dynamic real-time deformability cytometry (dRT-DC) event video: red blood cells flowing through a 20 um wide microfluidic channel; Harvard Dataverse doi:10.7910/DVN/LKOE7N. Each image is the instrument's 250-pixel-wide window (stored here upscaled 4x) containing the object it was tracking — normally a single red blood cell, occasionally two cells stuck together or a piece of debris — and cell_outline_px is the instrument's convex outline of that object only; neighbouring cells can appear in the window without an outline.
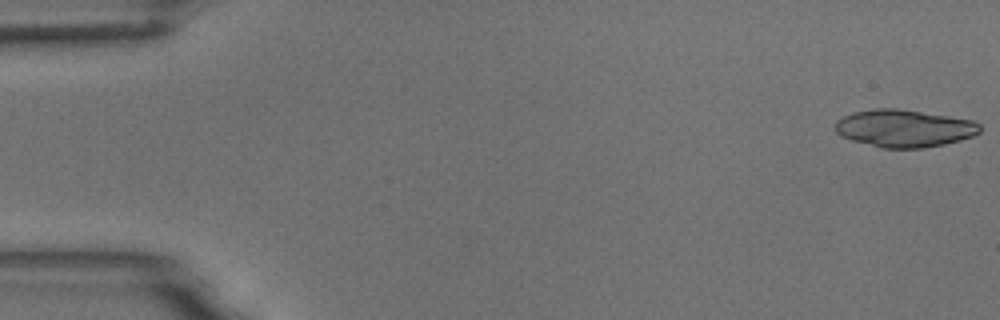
{"species": "common noctule bat (a hibernating species)", "species_latin": "Nyctalus noctula", "temperature_condition": "room temperature", "stored_images_in_passage": 8, "camera_frame_rate_fps": 3000, "um_per_image_px": 0.085, "animal": {"sex": "male", "body_mass_g": 18.8}, "frame": {"image": 1, "passage_image": 1, "time_ms": 0.0, "image_size_px": [1000, 320], "cell_outline_px": [[980, 132], [972, 136], [960, 140], [944, 144], [924, 148], [884, 148], [852, 140], [840, 136], [836, 132], [836, 120], [852, 112], [876, 108], [896, 108], [948, 116], [972, 120], [980, 124]], "centroid_in_image_um": [76.84, 10.9], "position_along_channel_um": 8.2, "area_um2": 31.44}}
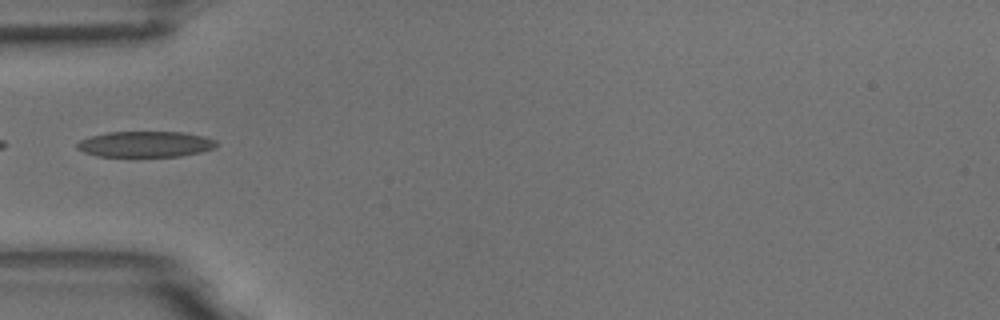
{"frame": {"image": 2, "passage_image": 6, "time_ms": 1.667, "image_size_px": [1000, 320], "cell_outline_px": [[216, 148], [200, 152], [180, 156], [96, 156], [84, 152], [76, 148], [76, 144], [80, 140], [92, 136], [108, 132], [180, 132], [204, 136], [216, 140]], "centroid_in_image_um": [12.36, 12.25], "position_along_channel_um": 72.6, "area_um2": 20.87}}